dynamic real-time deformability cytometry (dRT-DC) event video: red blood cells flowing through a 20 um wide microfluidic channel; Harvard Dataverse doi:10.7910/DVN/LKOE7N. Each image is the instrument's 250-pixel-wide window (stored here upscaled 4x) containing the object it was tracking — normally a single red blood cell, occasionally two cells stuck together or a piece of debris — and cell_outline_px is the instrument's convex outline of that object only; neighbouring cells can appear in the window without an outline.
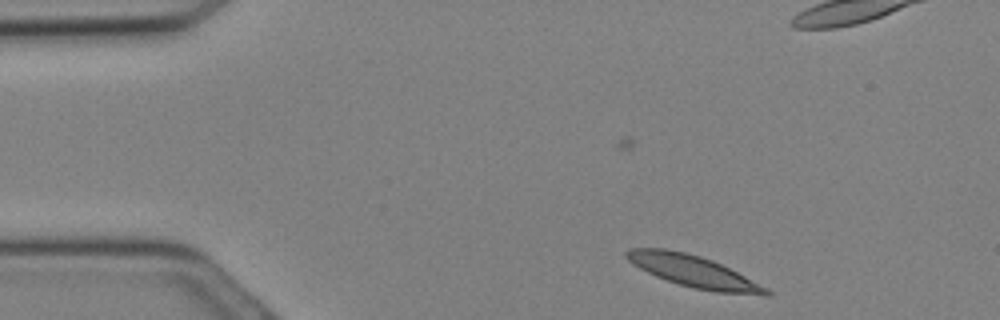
{"species": "Egyptian fruit bat (a non-hibernating species)", "species_latin": "Rousettus aegyptiacus", "temperature_condition": "cold", "stored_images_in_passage": 2, "camera_frame_rate_fps": 3000, "um_per_image_px": 0.085, "animal": {"sex": "female"}, "frame": {"image": 1, "passage_image": 2, "time_ms": 0.333, "image_size_px": [1000, 320], "cell_outline_px": [[772, 296], [764, 296], [716, 292], [692, 288], [656, 276], [632, 264], [624, 256], [624, 252], [628, 248], [664, 248], [684, 252], [700, 256], [712, 260], [768, 288], [772, 292]], "centroid_in_image_um": [58.95, 23.07], "position_along_channel_um": 26.0, "area_um2": 25.72}}